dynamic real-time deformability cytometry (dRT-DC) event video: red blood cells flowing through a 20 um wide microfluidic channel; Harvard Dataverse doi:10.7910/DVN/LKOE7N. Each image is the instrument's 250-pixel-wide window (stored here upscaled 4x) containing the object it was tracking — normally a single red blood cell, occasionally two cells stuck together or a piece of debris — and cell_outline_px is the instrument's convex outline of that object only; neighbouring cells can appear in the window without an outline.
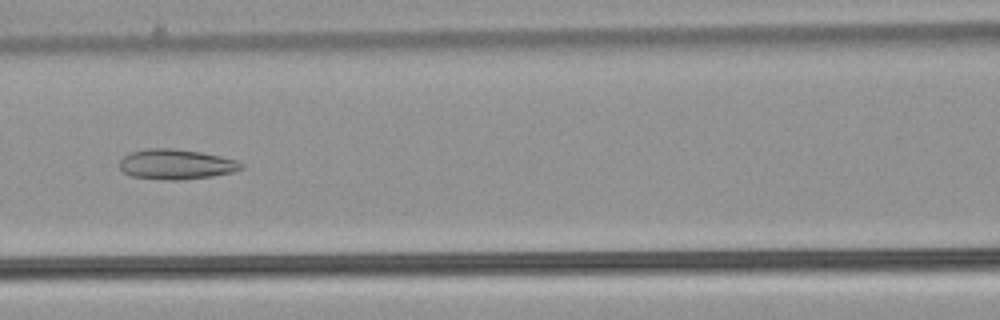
{"species": "common noctule bat (a hibernating species)", "species_latin": "Nyctalus noctula", "temperature_condition": "warm", "stored_images_in_passage": 48, "camera_frame_rate_fps": 3000, "um_per_image_px": 0.085, "animal": {"sex": "male", "body_mass_g": 21.5, "forearm_length_mm": 52.0}, "frame": {"image": 1, "passage_image": 20, "time_ms": 6.333, "image_size_px": [1000, 320], "cell_outline_px": [[244, 168], [232, 172], [212, 176], [180, 180], [168, 180], [132, 176], [124, 172], [120, 168], [120, 160], [124, 156], [132, 152], [148, 148], [176, 148], [200, 152], [220, 156], [236, 160], [244, 164]], "centroid_in_image_um": [14.99, 13.96], "position_along_channel_um": 151.6, "area_um2": 21.27}}
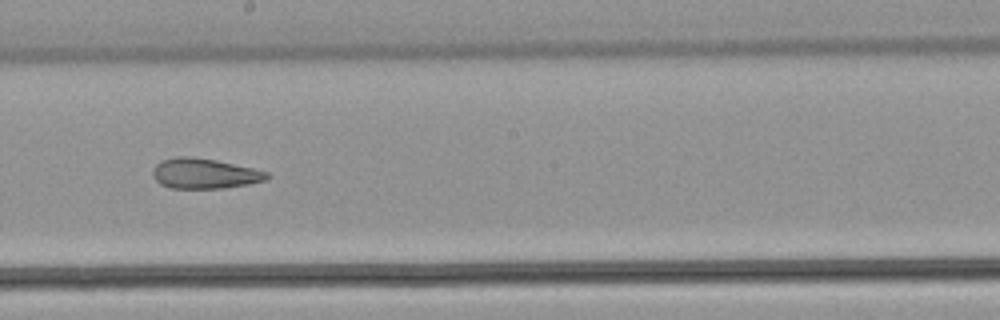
{"frame": {"image": 2, "passage_image": 26, "time_ms": 8.333, "image_size_px": [1000, 320], "cell_outline_px": [[272, 176], [268, 180], [248, 184], [224, 188], [172, 188], [160, 184], [152, 176], [152, 168], [160, 160], [176, 156], [192, 156], [216, 160], [252, 168], [268, 172]], "centroid_in_image_um": [17.37, 14.74], "position_along_channel_um": 230.8, "area_um2": 20.35}}
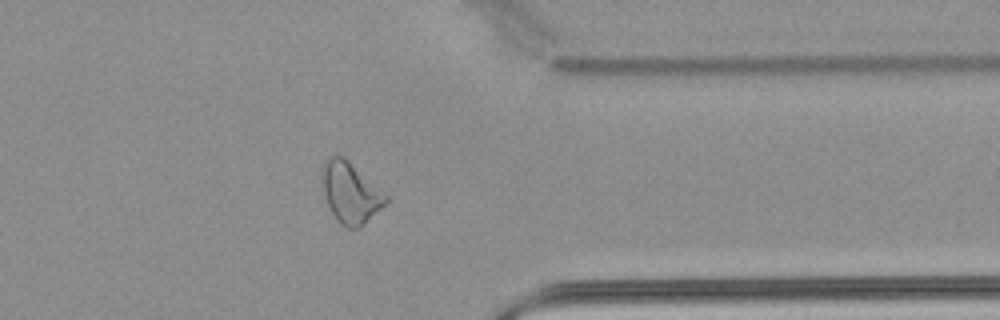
{"frame": {"image": 3, "passage_image": 38, "time_ms": 12.333, "image_size_px": [1000, 320], "cell_outline_px": [[388, 200], [360, 228], [348, 228], [340, 224], [332, 212], [320, 192], [320, 180], [324, 160], [328, 156], [336, 152], [344, 156], [388, 196]], "centroid_in_image_um": [29.7, 16.32], "position_along_channel_um": 381.7, "area_um2": 23.0}, "authors_computed_cell_mechanics": {"area_um2": 24.1026, "velocity_mm_per_s": 3.9723, "shape_relaxation_time_tau1_ms": null, "shape_relaxation_time_tau2_ms": 2.7563, "deformation_change_tau1": null, "deformation_change_tau2": 0.1196}}